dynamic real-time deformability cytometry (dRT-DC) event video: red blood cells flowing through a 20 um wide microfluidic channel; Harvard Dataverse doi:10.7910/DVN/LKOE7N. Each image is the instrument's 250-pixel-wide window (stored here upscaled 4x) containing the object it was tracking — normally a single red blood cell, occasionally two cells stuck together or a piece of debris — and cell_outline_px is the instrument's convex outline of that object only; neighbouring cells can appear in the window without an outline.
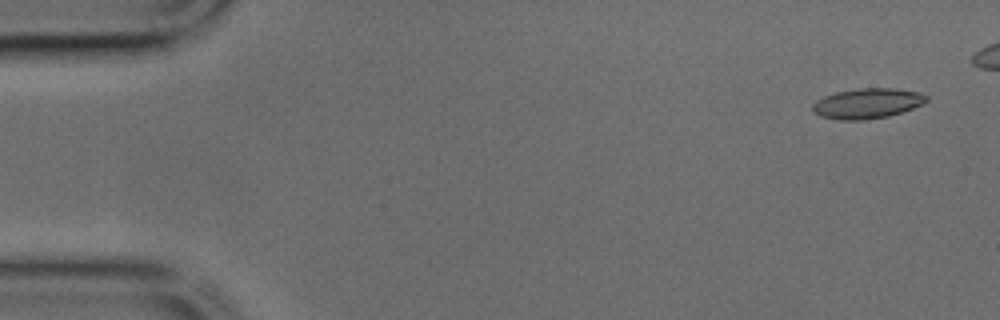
{"species": "common noctule bat (a hibernating species)", "species_latin": "Nyctalus noctula", "temperature_condition": "cold", "stored_images_in_passage": 39, "camera_frame_rate_fps": 3000, "um_per_image_px": 0.085, "animal": {"sex": "male", "body_mass_g": 17.9, "forearm_length_mm": 54.2}, "frame": {"image": 1, "passage_image": 2, "time_ms": 0.333, "image_size_px": [1000, 320], "cell_outline_px": [[928, 100], [912, 108], [888, 116], [864, 120], [840, 120], [820, 116], [812, 112], [812, 104], [816, 100], [824, 96], [836, 92], [856, 88], [892, 88], [916, 92], [928, 96]], "centroid_in_image_um": [73.65, 8.79], "position_along_channel_um": 11.3, "area_um2": 19.94}}
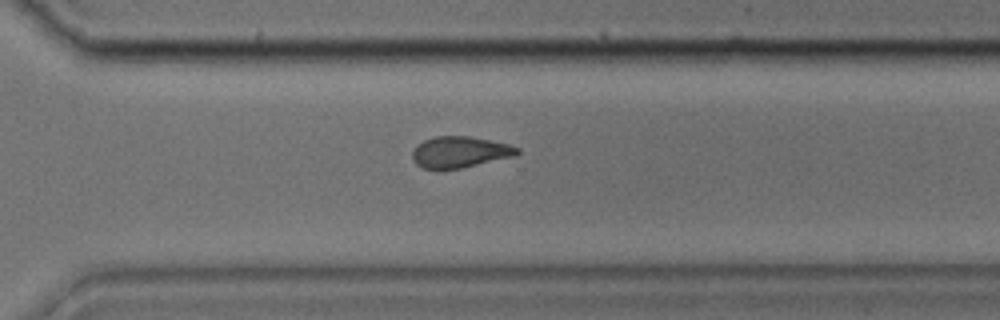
{"frame": {"image": 2, "passage_image": 31, "time_ms": 10.0, "image_size_px": [1000, 320], "cell_outline_px": [[520, 152], [516, 156], [460, 168], [420, 168], [412, 160], [412, 152], [416, 144], [424, 140], [436, 136], [468, 136], [508, 144], [520, 148]], "centroid_in_image_um": [39.08, 12.92], "position_along_channel_um": 331.5, "area_um2": 19.02}}
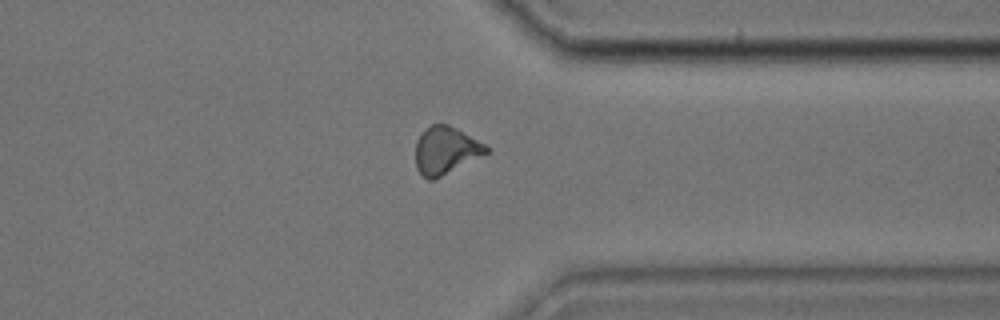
{"frame": {"image": 3, "passage_image": 34, "time_ms": 11.0, "image_size_px": [1000, 320], "cell_outline_px": [[488, 152], [432, 180], [428, 180], [416, 168], [416, 140], [424, 128], [432, 124], [448, 124], [456, 128], [484, 144], [488, 148]], "centroid_in_image_um": [37.83, 12.75], "position_along_channel_um": 373.6, "area_um2": 19.07}}